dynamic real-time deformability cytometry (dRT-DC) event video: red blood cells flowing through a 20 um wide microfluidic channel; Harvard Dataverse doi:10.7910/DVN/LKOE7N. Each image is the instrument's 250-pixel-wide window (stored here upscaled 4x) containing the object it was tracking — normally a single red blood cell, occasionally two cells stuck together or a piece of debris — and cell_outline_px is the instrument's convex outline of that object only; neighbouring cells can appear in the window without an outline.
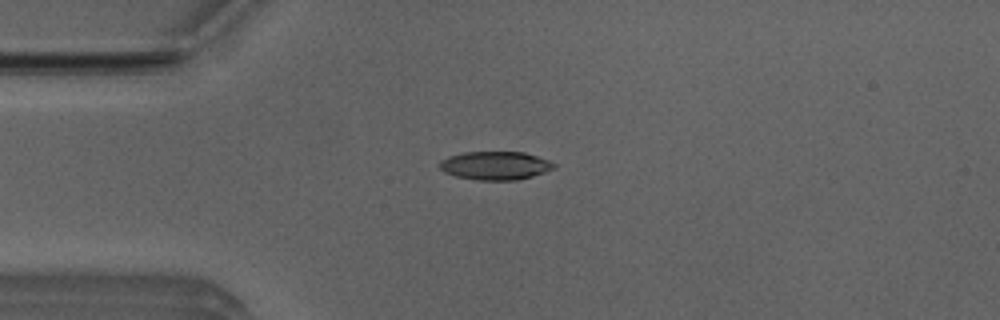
{"species": "Egyptian fruit bat (a non-hibernating species)", "species_latin": "Rousettus aegyptiacus", "temperature_condition": "room temperature", "stored_images_in_passage": 5, "camera_frame_rate_fps": 3000, "um_per_image_px": 0.085, "animal": {"sex": "male"}, "frame": {"image": 1, "passage_image": 3, "time_ms": 0.667, "image_size_px": [1000, 320], "cell_outline_px": [[556, 164], [552, 168], [544, 172], [532, 176], [516, 180], [476, 180], [456, 176], [444, 172], [440, 168], [440, 160], [448, 156], [464, 152], [524, 152], [548, 160]], "centroid_in_image_um": [42.06, 14.07], "position_along_channel_um": 42.9, "area_um2": 18.79}}